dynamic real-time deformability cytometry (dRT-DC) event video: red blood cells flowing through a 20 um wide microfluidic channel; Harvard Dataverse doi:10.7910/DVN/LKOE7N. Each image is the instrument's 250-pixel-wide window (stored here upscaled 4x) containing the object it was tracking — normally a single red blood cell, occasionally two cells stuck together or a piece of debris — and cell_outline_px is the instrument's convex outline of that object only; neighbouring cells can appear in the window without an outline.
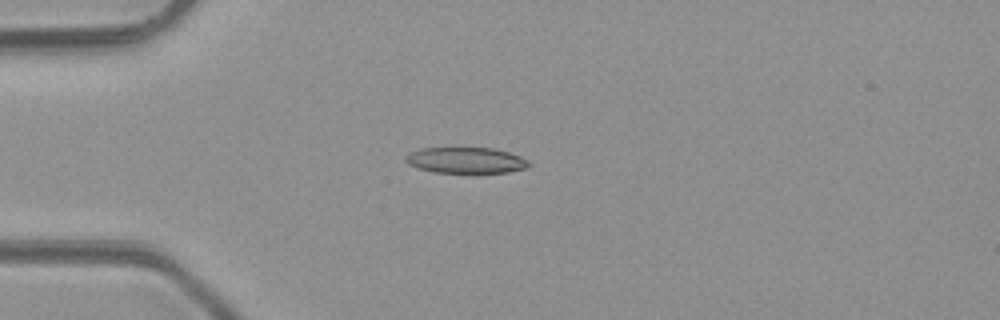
{"species": "common noctule bat (a hibernating species)", "species_latin": "Nyctalus noctula", "temperature_condition": "room temperature", "stored_images_in_passage": 4, "camera_frame_rate_fps": 3000, "um_per_image_px": 0.085, "animal": {"sex": "male", "body_mass_g": 23.1, "forearm_length_mm": 52.7}, "frame": {"image": 1, "passage_image": 3, "time_ms": 2.333, "image_size_px": [1000, 320], "cell_outline_px": [[532, 164], [528, 168], [508, 172], [436, 172], [420, 168], [408, 164], [404, 160], [404, 156], [408, 152], [420, 148], [492, 148], [508, 152], [520, 156], [528, 160]], "centroid_in_image_um": [39.6, 13.61], "position_along_channel_um": 45.4, "area_um2": 18.61}}